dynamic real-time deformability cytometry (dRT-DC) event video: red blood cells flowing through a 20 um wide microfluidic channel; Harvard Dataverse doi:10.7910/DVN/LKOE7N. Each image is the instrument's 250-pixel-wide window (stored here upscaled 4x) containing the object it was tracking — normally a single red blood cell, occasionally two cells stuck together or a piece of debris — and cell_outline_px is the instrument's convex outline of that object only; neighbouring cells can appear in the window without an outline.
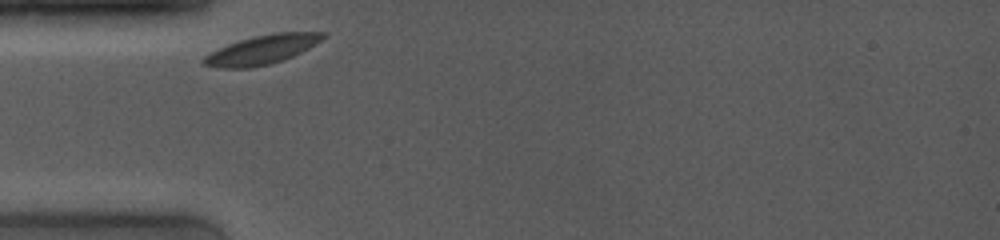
{"species": "common noctule bat (a hibernating species)", "species_latin": "Nyctalus noctula", "temperature_condition": "room temperature", "stored_images_in_passage": 10, "camera_frame_rate_fps": 4000, "um_per_image_px": 0.085, "animal": {"sex": "female", "body_mass_g": 19.0, "forearm_length_mm": 53.3}, "frame": {"image": 1, "passage_image": 1, "time_ms": 0.0, "image_size_px": [1000, 240], "cell_outline_px": [[328, 36], [308, 48], [292, 56], [268, 64], [248, 68], [216, 68], [204, 64], [200, 60], [204, 56], [228, 44], [252, 36], [272, 32], [328, 32]], "centroid_in_image_um": [22.27, 4.2], "position_along_channel_um": 62.7, "area_um2": 20.11}}
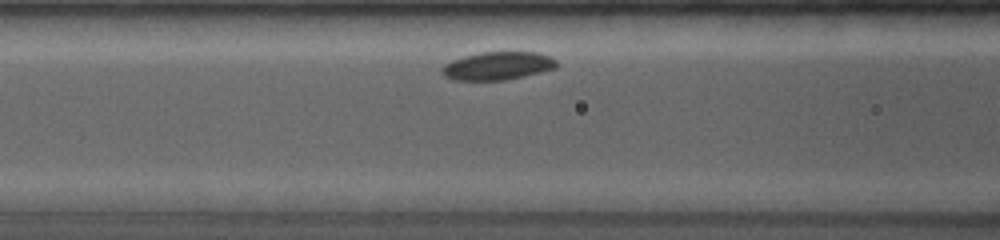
{"frame": {"image": 2, "passage_image": 6, "time_ms": 1.75, "image_size_px": [1000, 240], "cell_outline_px": [[556, 68], [524, 76], [504, 80], [452, 80], [444, 76], [440, 72], [440, 68], [444, 64], [452, 60], [464, 56], [480, 52], [536, 52], [548, 56], [556, 60]], "centroid_in_image_um": [42.24, 5.6], "position_along_channel_um": 124.4, "area_um2": 18.79}}